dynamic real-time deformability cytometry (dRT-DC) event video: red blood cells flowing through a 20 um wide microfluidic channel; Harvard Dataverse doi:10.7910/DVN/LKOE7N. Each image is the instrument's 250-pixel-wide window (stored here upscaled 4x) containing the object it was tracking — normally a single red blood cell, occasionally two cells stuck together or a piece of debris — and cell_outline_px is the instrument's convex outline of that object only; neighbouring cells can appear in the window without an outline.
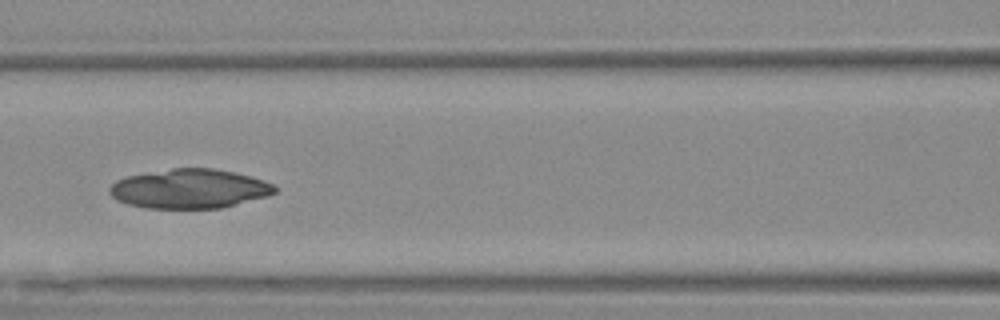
{"species": "Egyptian fruit bat (a non-hibernating species)", "species_latin": "Rousettus aegyptiacus", "temperature_condition": "warm", "stored_images_in_passage": 34, "camera_frame_rate_fps": 3000, "um_per_image_px": 0.085, "animal": {"sex": "female"}, "frame": {"image": 1, "passage_image": 8, "time_ms": 2.333, "image_size_px": [1000, 320], "cell_outline_px": [[280, 188], [276, 192], [268, 196], [220, 208], [144, 208], [128, 204], [116, 200], [108, 192], [108, 188], [116, 180], [128, 176], [172, 168], [212, 168], [232, 172], [264, 180]], "centroid_in_image_um": [16.1, 16.05], "position_along_channel_um": 150.5, "area_um2": 37.8}}
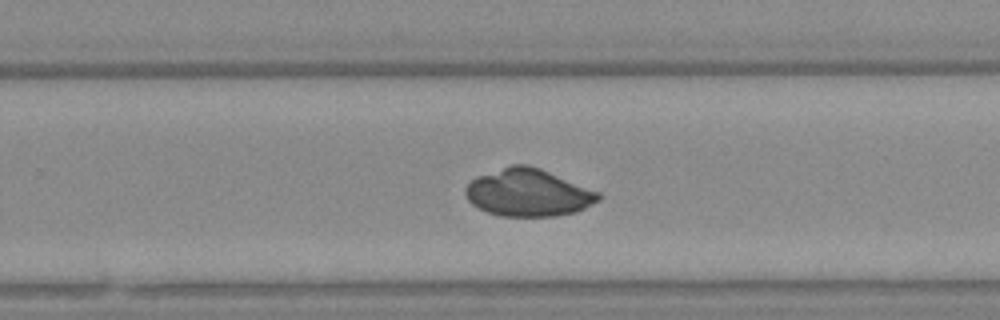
{"frame": {"image": 2, "passage_image": 19, "time_ms": 6.0, "image_size_px": [1000, 320], "cell_outline_px": [[604, 196], [600, 200], [576, 212], [556, 216], [500, 216], [488, 212], [472, 204], [468, 200], [464, 192], [464, 188], [476, 176], [512, 164], [528, 164], [540, 168], [600, 192]], "centroid_in_image_um": [44.91, 16.37], "position_along_channel_um": 284.9, "area_um2": 36.88}}